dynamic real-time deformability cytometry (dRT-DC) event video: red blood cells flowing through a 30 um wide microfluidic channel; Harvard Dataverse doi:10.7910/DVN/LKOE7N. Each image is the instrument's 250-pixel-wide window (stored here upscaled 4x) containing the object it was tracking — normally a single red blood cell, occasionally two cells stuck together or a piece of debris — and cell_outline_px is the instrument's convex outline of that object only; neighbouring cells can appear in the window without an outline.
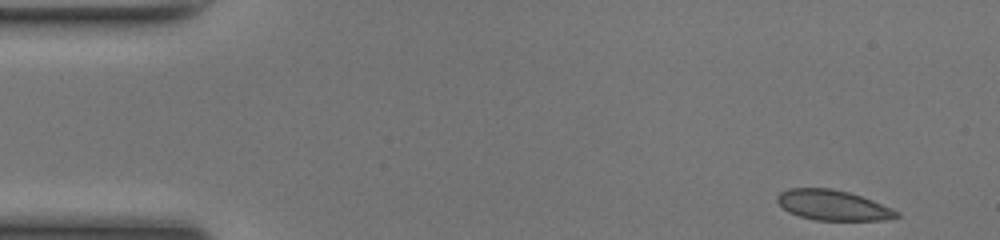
{"species": "common noctule bat (a hibernating species)", "species_latin": "Nyctalus noctula", "temperature_condition": "room temperature", "stored_images_in_passage": 47, "camera_frame_rate_fps": 3000, "um_per_image_px": 0.085, "animal": {"sex": "female", "body_mass_g": 17.0, "forearm_length_mm": 48.0}, "frame": {"image": 1, "passage_image": 1, "time_ms": 0.0, "image_size_px": [1000, 240], "cell_outline_px": [[900, 216], [888, 220], [816, 220], [800, 216], [788, 212], [776, 200], [776, 196], [780, 192], [788, 188], [832, 188], [848, 192], [872, 200], [892, 208], [900, 212]], "centroid_in_image_um": [70.8, 17.44], "position_along_channel_um": 14.2, "area_um2": 21.04}}
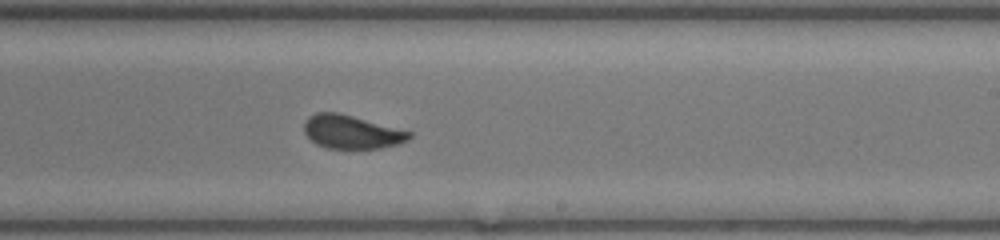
{"frame": {"image": 2, "passage_image": 27, "time_ms": 8.667, "image_size_px": [1000, 240], "cell_outline_px": [[412, 136], [408, 140], [400, 144], [380, 148], [324, 148], [316, 144], [304, 132], [304, 124], [308, 116], [316, 112], [336, 112], [352, 116], [412, 132]], "centroid_in_image_um": [29.87, 11.22], "position_along_channel_um": 259.1, "area_um2": 20.4}}
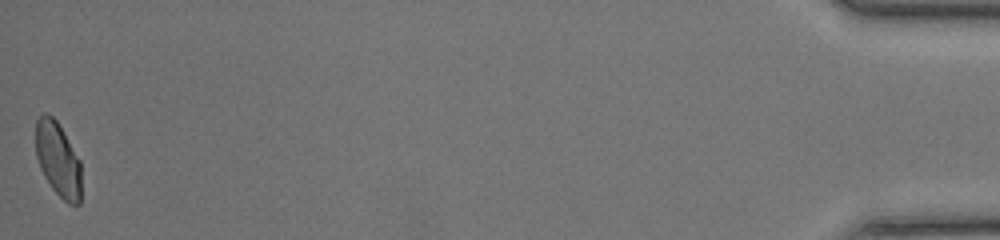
{"frame": {"image": 3, "passage_image": 47, "time_ms": 15.333, "image_size_px": [1000, 240], "cell_outline_px": [[80, 204], [68, 204], [52, 188], [44, 176], [40, 168], [36, 156], [36, 120], [44, 112], [52, 116], [56, 120], [64, 132], [80, 160]], "centroid_in_image_um": [4.92, 13.54], "position_along_channel_um": 430.3, "area_um2": 19.65}, "authors_computed_cell_mechanics": {"area_um2": 21.2704, "velocity_mm_per_s": 4.1537, "shape_relaxation_time_tau1_ms": 3.0071, "shape_relaxation_time_tau2_ms": null, "deformation_change_tau1": 0.09, "deformation_change_tau2": null}}